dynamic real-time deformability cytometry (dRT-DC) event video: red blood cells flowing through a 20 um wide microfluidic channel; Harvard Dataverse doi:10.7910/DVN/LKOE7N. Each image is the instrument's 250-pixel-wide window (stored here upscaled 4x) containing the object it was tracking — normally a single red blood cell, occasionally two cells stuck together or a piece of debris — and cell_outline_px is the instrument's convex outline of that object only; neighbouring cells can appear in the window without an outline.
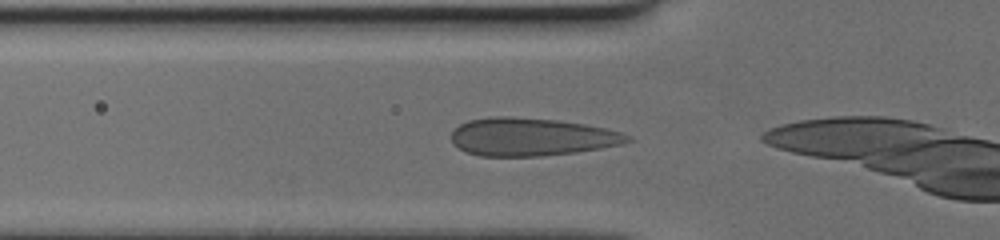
{"species": "human", "species_latin": "Homo sapiens", "temperature_condition": "cold", "stored_images_in_passage": 25, "camera_frame_rate_fps": 3000, "um_per_image_px": 0.085, "donor": {"sex": "female"}, "frame": {"image": 1, "passage_image": 2, "time_ms": 0.333, "image_size_px": [1000, 240], "cell_outline_px": [[632, 140], [620, 144], [600, 148], [572, 152], [536, 156], [480, 156], [468, 152], [460, 148], [452, 140], [452, 132], [460, 124], [468, 120], [488, 116], [512, 116], [556, 120], [584, 124], [608, 128], [632, 136]], "centroid_in_image_um": [45.17, 11.62], "position_along_channel_um": 80.6, "area_um2": 38.73}}
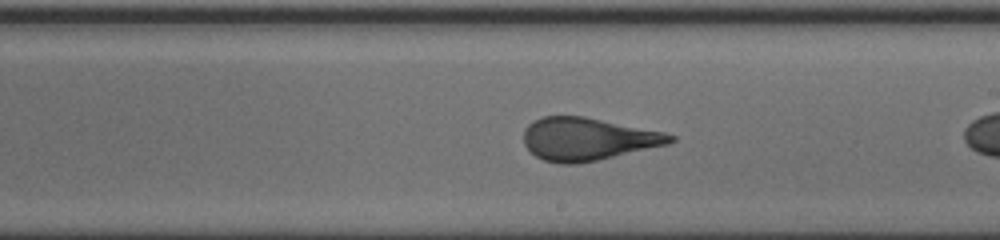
{"frame": {"image": 2, "passage_image": 14, "time_ms": 4.333, "image_size_px": [1000, 240], "cell_outline_px": [[676, 140], [668, 144], [596, 160], [576, 164], [560, 164], [544, 160], [536, 156], [524, 144], [524, 132], [528, 124], [532, 120], [540, 116], [584, 116], [660, 132], [676, 136]], "centroid_in_image_um": [49.89, 11.81], "position_along_channel_um": 239.1, "area_um2": 36.01}}
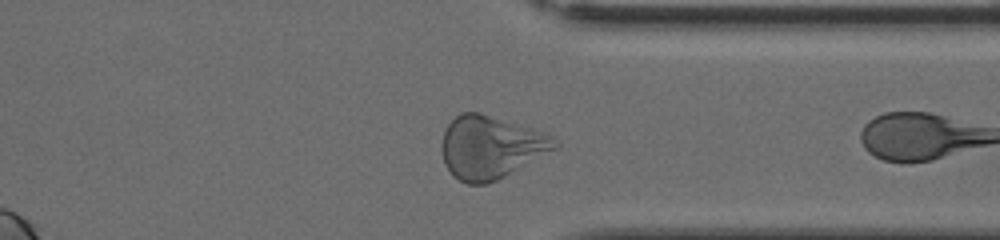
{"frame": {"image": 3, "passage_image": 24, "time_ms": 7.667, "image_size_px": [1000, 240], "cell_outline_px": [[560, 144], [556, 148], [504, 176], [496, 180], [484, 184], [468, 184], [452, 176], [444, 164], [440, 148], [444, 132], [448, 124], [460, 112], [480, 112], [552, 136]], "centroid_in_image_um": [41.63, 12.52], "position_along_channel_um": 369.8, "area_um2": 40.81}}